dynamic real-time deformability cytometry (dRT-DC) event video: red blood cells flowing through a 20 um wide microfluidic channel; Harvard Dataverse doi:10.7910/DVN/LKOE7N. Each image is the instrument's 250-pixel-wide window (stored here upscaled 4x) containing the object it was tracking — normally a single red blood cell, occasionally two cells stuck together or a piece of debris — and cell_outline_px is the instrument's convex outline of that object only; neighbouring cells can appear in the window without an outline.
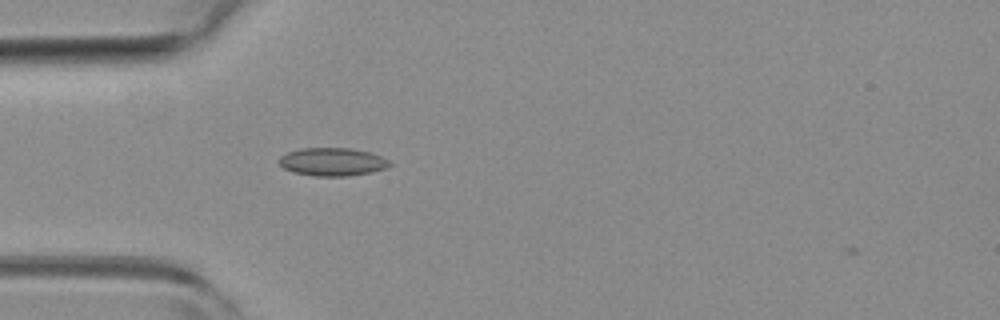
{"species": "common noctule bat (a hibernating species)", "species_latin": "Nyctalus noctula", "temperature_condition": "room temperature", "stored_images_in_passage": 39, "camera_frame_rate_fps": 3000, "um_per_image_px": 0.085, "animal": {"sex": "female", "body_mass_g": 19.3, "forearm_length_mm": 54.1}, "frame": {"image": 1, "passage_image": 3, "time_ms": 0.667, "image_size_px": [1000, 320], "cell_outline_px": [[392, 164], [388, 168], [372, 172], [348, 176], [312, 176], [292, 172], [284, 168], [280, 164], [280, 156], [288, 152], [300, 148], [352, 148], [368, 152], [380, 156], [388, 160]], "centroid_in_image_um": [28.26, 13.76], "position_along_channel_um": 56.7, "area_um2": 18.15}}
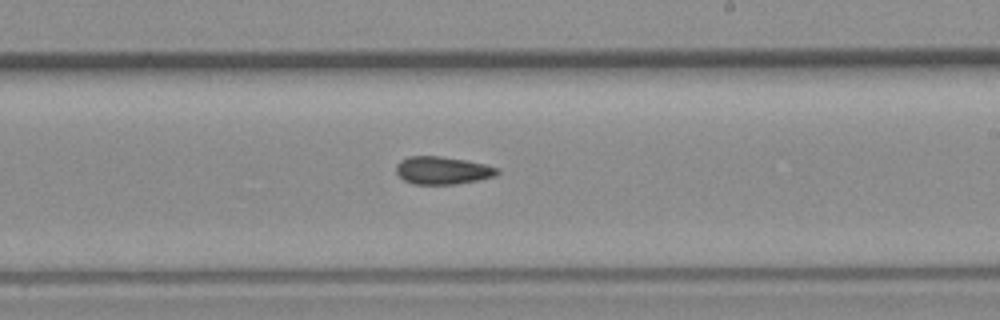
{"frame": {"image": 2, "passage_image": 18, "time_ms": 5.667, "image_size_px": [1000, 320], "cell_outline_px": [[500, 172], [496, 176], [456, 184], [412, 184], [404, 180], [396, 172], [396, 164], [400, 160], [408, 156], [440, 156], [464, 160], [484, 164], [496, 168]], "centroid_in_image_um": [37.57, 14.48], "position_along_channel_um": 251.4, "area_um2": 16.24}}
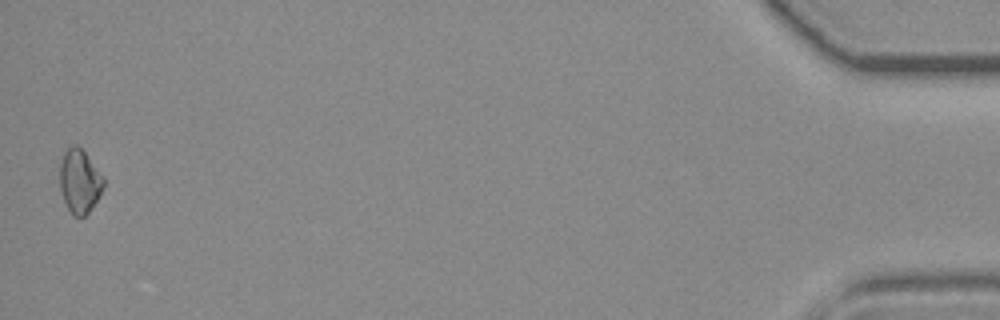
{"frame": {"image": 3, "passage_image": 39, "time_ms": 12.667, "image_size_px": [1000, 320], "cell_outline_px": [[104, 184], [96, 200], [88, 212], [84, 216], [72, 216], [64, 200], [60, 188], [60, 164], [64, 152], [72, 144], [76, 144], [84, 152], [104, 176]], "centroid_in_image_um": [6.75, 15.39], "position_along_channel_um": 428.4, "area_um2": 16.01}, "authors_computed_cell_mechanics": {"area_um2": 16.1262, "velocity_mm_per_s": 3.9657, "shape_relaxation_time_tau1_ms": null, "shape_relaxation_time_tau2_ms": 7.1989, "deformation_change_tau1": null, "deformation_change_tau2": 0.1259}}